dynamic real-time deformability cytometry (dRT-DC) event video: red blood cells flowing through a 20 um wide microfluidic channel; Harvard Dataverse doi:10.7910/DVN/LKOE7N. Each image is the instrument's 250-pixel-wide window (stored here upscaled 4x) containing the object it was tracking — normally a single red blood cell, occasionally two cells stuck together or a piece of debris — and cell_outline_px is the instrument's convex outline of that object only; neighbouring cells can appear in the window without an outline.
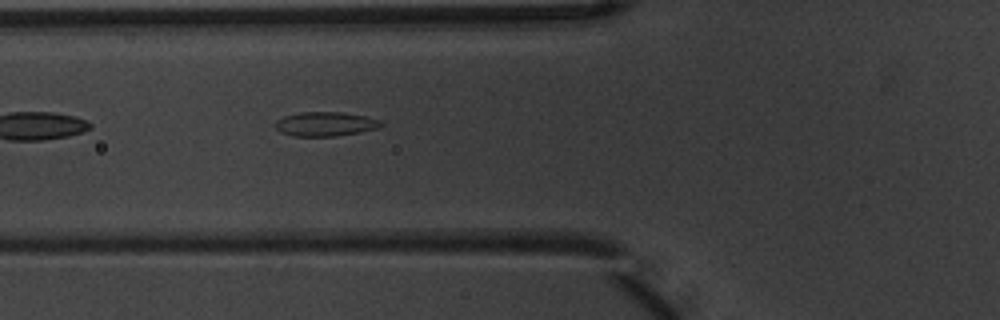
{"species": "common noctule bat (a hibernating species)", "species_latin": "Nyctalus noctula", "temperature_condition": "warm", "stored_images_in_passage": 2, "camera_frame_rate_fps": 3000, "um_per_image_px": 0.085, "animal": {"sex": "male", "body_mass_g": 20.1, "forearm_length_mm": 53.5}, "frame": {"image": 1, "passage_image": 2, "time_ms": 0.333, "image_size_px": [1000, 320], "cell_outline_px": [[384, 124], [380, 128], [360, 132], [332, 136], [292, 136], [280, 132], [276, 128], [276, 120], [284, 116], [300, 112], [340, 112], [364, 116], [380, 120]], "centroid_in_image_um": [27.66, 10.54], "position_along_channel_um": 98.1, "area_um2": 14.91}}